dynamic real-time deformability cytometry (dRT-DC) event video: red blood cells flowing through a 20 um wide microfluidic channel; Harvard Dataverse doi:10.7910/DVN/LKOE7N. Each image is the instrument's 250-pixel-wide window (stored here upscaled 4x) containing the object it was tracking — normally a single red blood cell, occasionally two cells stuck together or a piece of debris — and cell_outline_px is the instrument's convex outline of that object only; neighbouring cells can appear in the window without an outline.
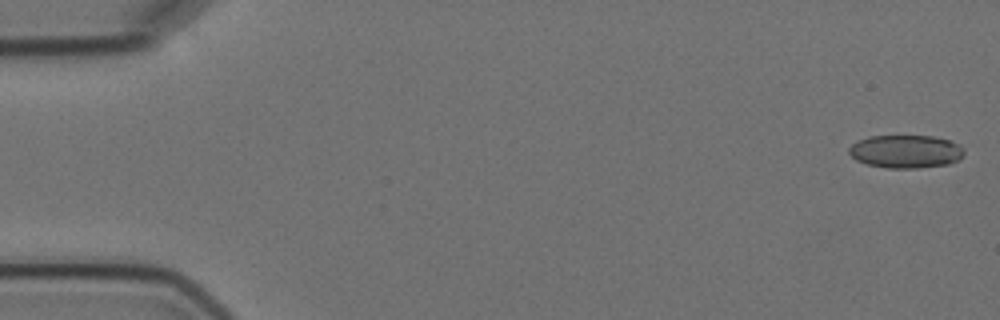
{"species": "Egyptian fruit bat (a non-hibernating species)", "species_latin": "Rousettus aegyptiacus", "temperature_condition": "cold", "stored_images_in_passage": 5, "camera_frame_rate_fps": 3000, "um_per_image_px": 0.085, "animal": {"sex": "female"}, "frame": {"image": 1, "passage_image": 1, "time_ms": 0.0, "image_size_px": [1000, 320], "cell_outline_px": [[964, 156], [948, 164], [916, 168], [888, 168], [868, 164], [856, 160], [848, 152], [848, 148], [852, 144], [868, 136], [932, 136], [948, 140], [964, 148]], "centroid_in_image_um": [76.97, 12.87], "position_along_channel_um": 8.0, "area_um2": 22.02}}
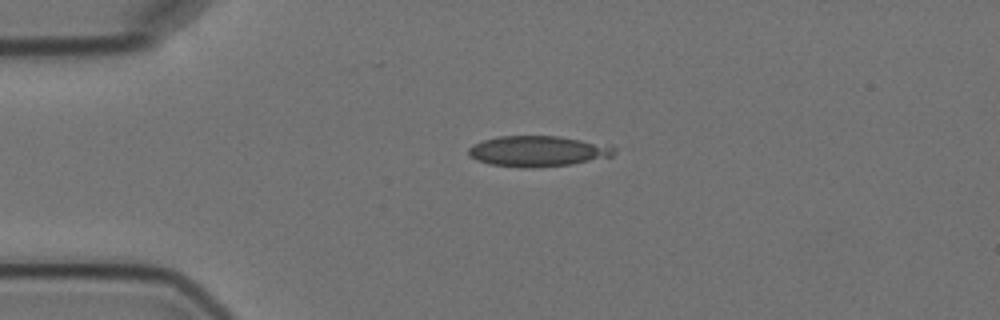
{"frame": {"image": 2, "passage_image": 4, "time_ms": 4.0, "image_size_px": [1000, 320], "cell_outline_px": [[616, 152], [612, 156], [572, 164], [532, 168], [524, 168], [492, 164], [476, 160], [468, 152], [468, 148], [472, 144], [484, 140], [500, 136], [560, 136], [612, 144], [616, 148]], "centroid_in_image_um": [45.79, 12.84], "position_along_channel_um": 39.2, "area_um2": 26.24}}